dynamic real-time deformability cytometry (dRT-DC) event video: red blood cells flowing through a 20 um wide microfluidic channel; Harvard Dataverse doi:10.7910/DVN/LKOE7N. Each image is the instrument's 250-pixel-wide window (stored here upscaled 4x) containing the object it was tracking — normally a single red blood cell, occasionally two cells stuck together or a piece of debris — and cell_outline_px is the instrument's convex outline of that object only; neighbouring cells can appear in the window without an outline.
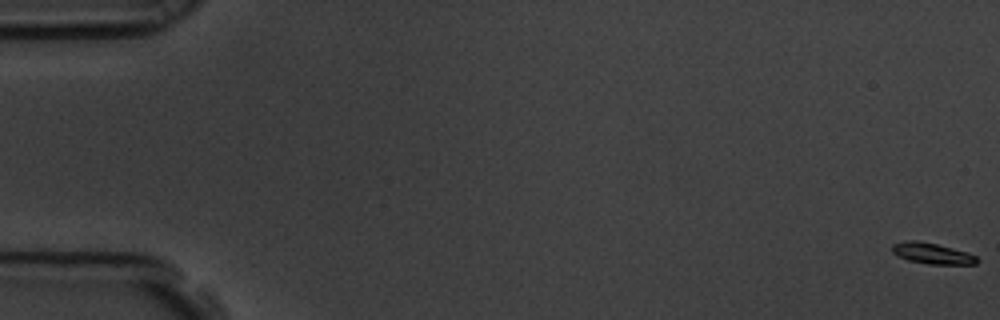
{"species": "common noctule bat (a hibernating species)", "species_latin": "Nyctalus noctula", "temperature_condition": "room temperature", "stored_images_in_passage": 6, "camera_frame_rate_fps": 3000, "um_per_image_px": 0.085, "animal": {"sex": "male", "body_mass_g": 19.5, "forearm_length_mm": 54.6}, "frame": {"image": 1, "passage_image": 1, "time_ms": 0.0, "image_size_px": [1000, 320], "cell_outline_px": [[980, 260], [976, 264], [928, 264], [908, 260], [892, 252], [892, 244], [904, 240], [916, 240], [936, 244], [968, 252], [976, 256]], "centroid_in_image_um": [79.24, 21.53], "position_along_channel_um": 5.8, "area_um2": 10.35}}
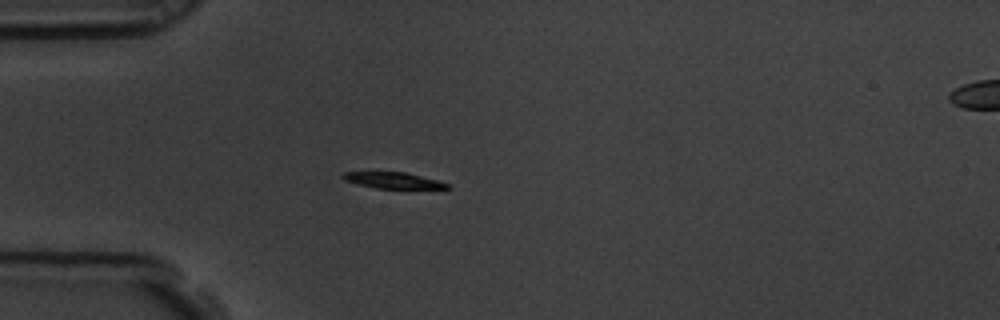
{"frame": {"image": 2, "passage_image": 5, "time_ms": 1.333, "image_size_px": [1000, 320], "cell_outline_px": [[452, 188], [444, 192], [376, 188], [356, 184], [344, 180], [340, 176], [344, 172], [404, 172], [436, 180], [448, 184]], "centroid_in_image_um": [33.61, 15.4], "position_along_channel_um": 51.4, "area_um2": 10.69}}